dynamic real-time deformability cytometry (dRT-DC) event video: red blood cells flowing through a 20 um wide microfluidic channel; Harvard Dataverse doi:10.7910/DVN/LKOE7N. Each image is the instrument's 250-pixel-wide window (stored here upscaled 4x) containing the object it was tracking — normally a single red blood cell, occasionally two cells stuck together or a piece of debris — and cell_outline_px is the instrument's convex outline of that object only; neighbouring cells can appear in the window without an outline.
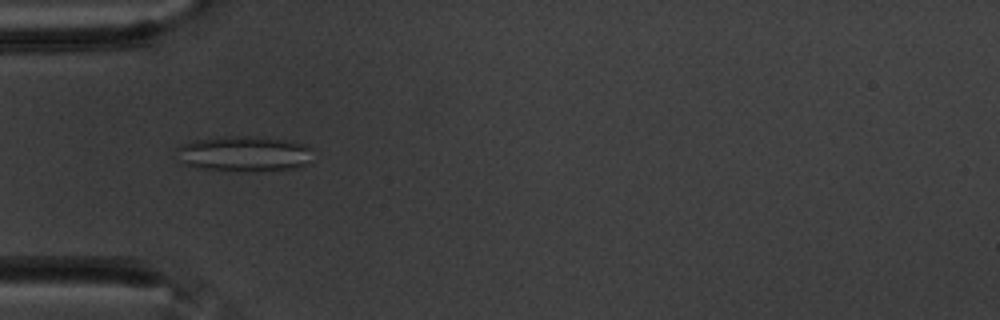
{"species": "common noctule bat (a hibernating species)", "species_latin": "Nyctalus noctula", "temperature_condition": "warm", "stored_images_in_passage": 58, "camera_frame_rate_fps": 3000, "um_per_image_px": 0.085, "animal": {"sex": "male", "body_mass_g": 20.1, "forearm_length_mm": 53.5}, "frame": {"image": 1, "passage_image": 19, "time_ms": 6.0, "image_size_px": [1000, 320], "cell_outline_px": [[312, 164], [300, 168], [244, 172], [236, 172], [196, 168], [184, 164], [180, 160], [176, 148], [192, 140], [224, 136], [256, 136], [284, 140], [304, 144], [312, 148]], "centroid_in_image_um": [20.8, 13.09], "position_along_channel_um": 64.2, "area_um2": 28.9}}
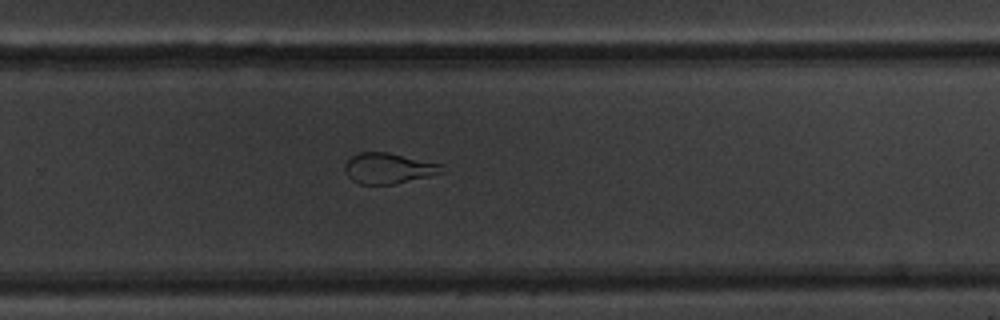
{"frame": {"image": 2, "passage_image": 39, "time_ms": 12.667, "image_size_px": [1000, 320], "cell_outline_px": [[444, 172], [428, 176], [392, 184], [360, 184], [352, 180], [344, 172], [344, 164], [352, 156], [360, 152], [388, 152], [440, 164]], "centroid_in_image_um": [32.96, 14.3], "position_along_channel_um": 296.8, "area_um2": 17.05}}
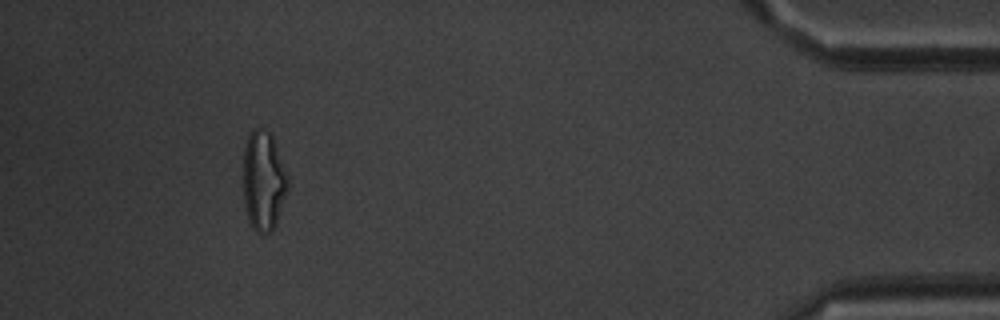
{"frame": {"image": 3, "passage_image": 54, "time_ms": 17.667, "image_size_px": [1000, 320], "cell_outline_px": [[288, 192], [276, 224], [264, 236], [256, 232], [252, 228], [248, 220], [244, 204], [244, 148], [248, 136], [256, 128], [260, 128], [272, 132], [288, 180]], "centroid_in_image_um": [22.4, 15.4], "position_along_channel_um": 412.8, "area_um2": 26.01}, "authors_computed_cell_mechanics": {"area_um2": 24.1604, "velocity_mm_per_s": 3.497, "shape_relaxation_time_tau1_ms": null, "shape_relaxation_time_tau2_ms": 1.5853, "deformation_change_tau1": null, "deformation_change_tau2": 0.0988}}